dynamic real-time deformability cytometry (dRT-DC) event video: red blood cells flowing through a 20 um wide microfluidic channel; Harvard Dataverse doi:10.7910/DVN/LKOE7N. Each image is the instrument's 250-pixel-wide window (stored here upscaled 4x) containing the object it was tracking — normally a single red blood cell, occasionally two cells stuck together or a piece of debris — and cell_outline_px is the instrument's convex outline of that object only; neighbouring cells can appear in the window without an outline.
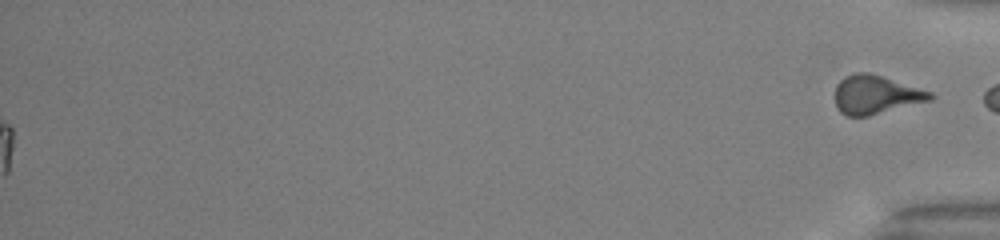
{"species": "common noctule bat (a hibernating species)", "species_latin": "Nyctalus noctula", "temperature_condition": "warm", "stored_images_in_passage": 40, "segment_of_instrument_passage": [2, 2], "camera_frame_rate_fps": 3000, "um_per_image_px": 0.085, "animal": {"sex": "male", "body_mass_g": 13.0, "forearm_length_mm": 53.1}, "frame": {"image": 1, "passage_image": 40, "time_ms": 13.0, "image_size_px": [1000, 240], "cell_outline_px": [[936, 96], [932, 100], [868, 116], [848, 116], [840, 112], [836, 108], [836, 84], [844, 76], [856, 72], [868, 72], [932, 92]], "centroid_in_image_um": [74.44, 8.05], "position_along_channel_um": 360.8, "area_um2": 21.39}}